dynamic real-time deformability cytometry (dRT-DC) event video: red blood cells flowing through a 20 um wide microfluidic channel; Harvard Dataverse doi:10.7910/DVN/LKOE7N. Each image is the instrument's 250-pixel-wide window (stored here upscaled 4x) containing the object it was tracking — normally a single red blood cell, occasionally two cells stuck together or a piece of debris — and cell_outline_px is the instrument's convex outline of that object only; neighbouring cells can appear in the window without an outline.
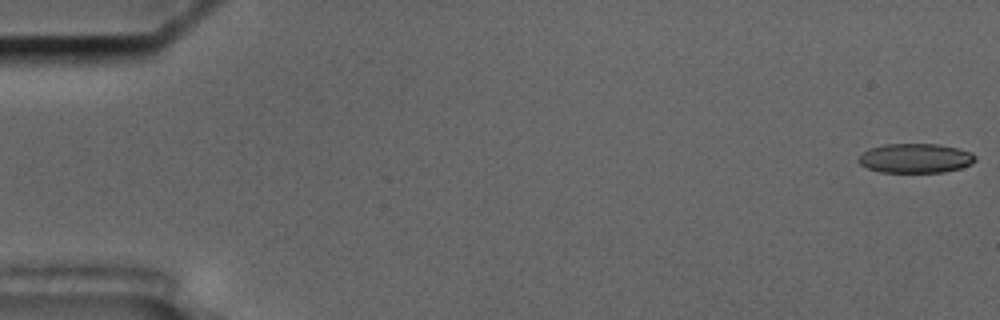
{"species": "common noctule bat (a hibernating species)", "species_latin": "Nyctalus noctula", "temperature_condition": "cold", "stored_images_in_passage": 57, "camera_frame_rate_fps": 3000, "um_per_image_px": 0.085, "animal": {"sex": "male", "body_mass_g": 17.5, "forearm_length_mm": 52.3}, "frame": {"image": 1, "passage_image": 1, "time_ms": 0.0, "image_size_px": [1000, 320], "cell_outline_px": [[976, 160], [972, 164], [960, 168], [944, 172], [880, 172], [868, 168], [860, 164], [856, 160], [860, 152], [868, 148], [884, 144], [940, 144], [972, 152], [976, 156]], "centroid_in_image_um": [77.78, 13.44], "position_along_channel_um": 7.2, "area_um2": 20.29}}
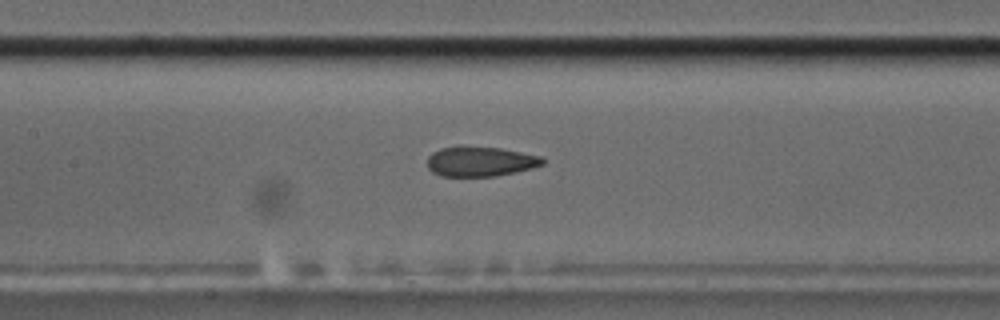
{"frame": {"image": 2, "passage_image": 27, "time_ms": 8.667, "image_size_px": [1000, 320], "cell_outline_px": [[544, 164], [532, 168], [516, 172], [496, 176], [440, 176], [432, 172], [428, 168], [428, 156], [432, 152], [440, 148], [460, 144], [464, 144], [500, 148], [540, 156], [544, 160]], "centroid_in_image_um": [40.78, 13.7], "position_along_channel_um": 166.6, "area_um2": 20.52}}
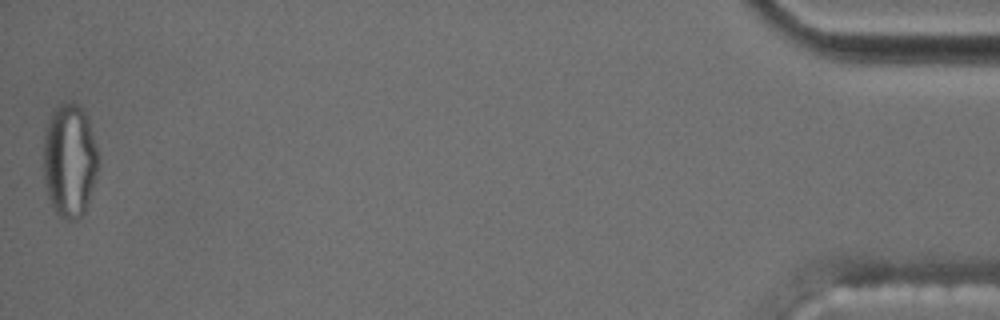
{"frame": {"image": 3, "passage_image": 57, "time_ms": 18.667, "image_size_px": [1000, 320], "cell_outline_px": [[96, 176], [84, 212], [80, 216], [72, 220], [68, 220], [60, 216], [56, 212], [48, 196], [44, 176], [44, 136], [48, 120], [52, 112], [60, 104], [72, 100], [84, 112], [88, 120], [96, 148]], "centroid_in_image_um": [5.88, 13.62], "position_along_channel_um": 429.3, "area_um2": 35.49}, "authors_computed_cell_mechanics": {"area_um2": 21.2126, "velocity_mm_per_s": 3.544, "shape_relaxation_time_tau1_ms": null, "shape_relaxation_time_tau2_ms": 1.9401, "deformation_change_tau1": null, "deformation_change_tau2": 0.1052}}